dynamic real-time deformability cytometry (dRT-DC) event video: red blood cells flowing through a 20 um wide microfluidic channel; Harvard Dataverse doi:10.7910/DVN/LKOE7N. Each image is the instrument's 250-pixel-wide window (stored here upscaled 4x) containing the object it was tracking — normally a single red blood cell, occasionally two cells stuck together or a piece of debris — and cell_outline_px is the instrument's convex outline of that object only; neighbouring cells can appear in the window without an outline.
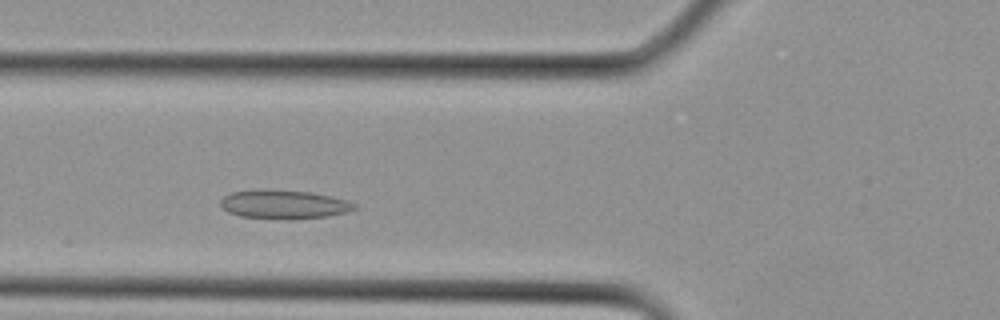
{"species": "Egyptian fruit bat (a non-hibernating species)", "species_latin": "Rousettus aegyptiacus", "temperature_condition": "cold", "stored_images_in_passage": 25, "camera_frame_rate_fps": 3000, "um_per_image_px": 0.085, "animal": {"sex": "female"}, "frame": {"image": 1, "passage_image": 6, "time_ms": 1.667, "image_size_px": [1000, 320], "cell_outline_px": [[356, 208], [348, 212], [328, 216], [240, 216], [228, 212], [220, 204], [220, 200], [224, 196], [232, 192], [308, 192], [332, 196], [348, 200], [356, 204]], "centroid_in_image_um": [24.21, 17.36], "position_along_channel_um": 101.6, "area_um2": 20.4}}
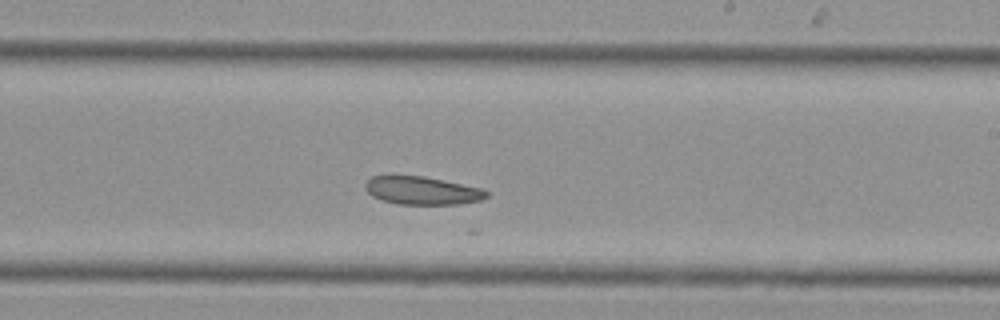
{"frame": {"image": 2, "passage_image": 13, "time_ms": 4.0, "image_size_px": [1000, 320], "cell_outline_px": [[488, 196], [480, 200], [460, 204], [396, 204], [372, 196], [364, 188], [364, 184], [372, 176], [424, 176], [480, 188], [488, 192]], "centroid_in_image_um": [35.86, 16.2], "position_along_channel_um": 253.1, "area_um2": 19.59}}
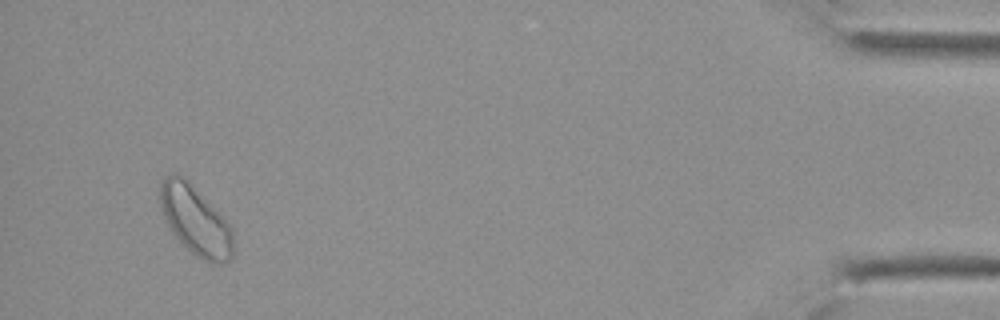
{"frame": {"image": 3, "passage_image": 24, "time_ms": 7.667, "image_size_px": [1000, 320], "cell_outline_px": [[232, 256], [228, 260], [220, 264], [212, 264], [196, 256], [172, 232], [164, 216], [160, 204], [160, 184], [164, 176], [172, 172], [184, 176], [188, 180], [232, 228]], "centroid_in_image_um": [16.58, 18.71], "position_along_channel_um": 418.6, "area_um2": 28.9}}